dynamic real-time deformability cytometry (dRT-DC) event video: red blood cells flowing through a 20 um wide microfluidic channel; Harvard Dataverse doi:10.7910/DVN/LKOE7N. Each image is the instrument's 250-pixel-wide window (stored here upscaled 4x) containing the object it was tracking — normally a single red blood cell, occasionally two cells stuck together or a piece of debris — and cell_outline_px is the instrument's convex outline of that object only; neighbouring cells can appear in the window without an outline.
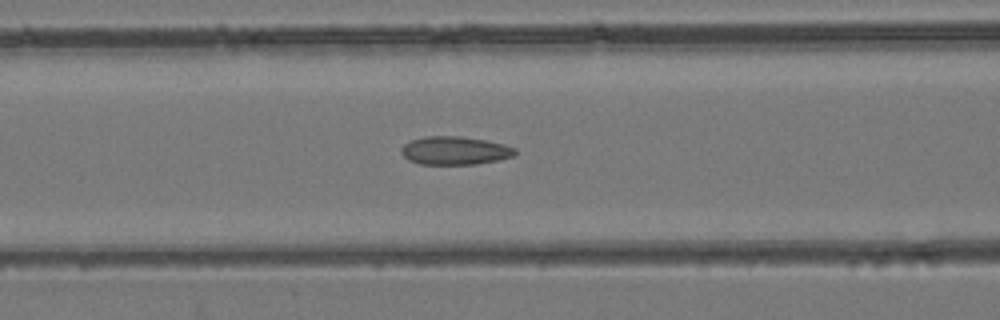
{"species": "common noctule bat (a hibernating species)", "species_latin": "Nyctalus noctula", "temperature_condition": "room temperature", "stored_images_in_passage": 41, "camera_frame_rate_fps": 3000, "um_per_image_px": 0.085, "animal": {"sex": "female", "body_mass_g": 24.6, "forearm_length_mm": 56.2}, "frame": {"image": 1, "passage_image": 12, "time_ms": 3.667, "image_size_px": [1000, 320], "cell_outline_px": [[516, 156], [476, 164], [420, 164], [408, 160], [400, 152], [400, 148], [404, 144], [412, 140], [424, 136], [460, 136], [484, 140], [504, 144], [516, 148]], "centroid_in_image_um": [38.65, 12.8], "position_along_channel_um": 127.9, "area_um2": 18.79}}
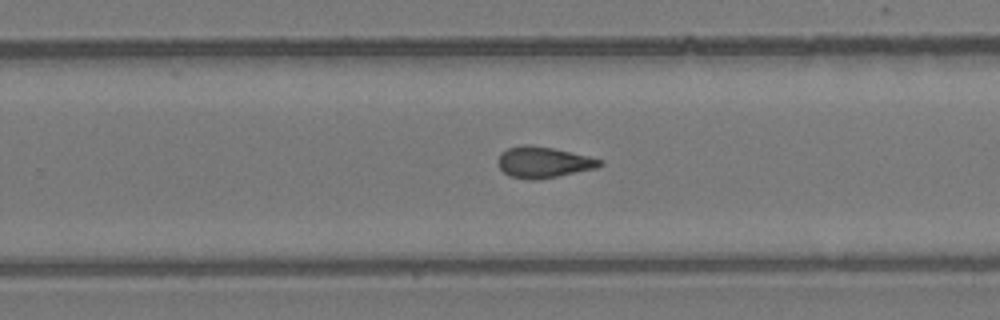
{"frame": {"image": 2, "passage_image": 23, "time_ms": 7.333, "image_size_px": [1000, 320], "cell_outline_px": [[604, 164], [596, 168], [536, 180], [528, 180], [508, 176], [496, 164], [496, 160], [500, 152], [508, 148], [524, 144], [532, 144], [552, 148], [588, 156], [604, 160]], "centroid_in_image_um": [46.14, 13.78], "position_along_channel_um": 283.7, "area_um2": 18.61}}
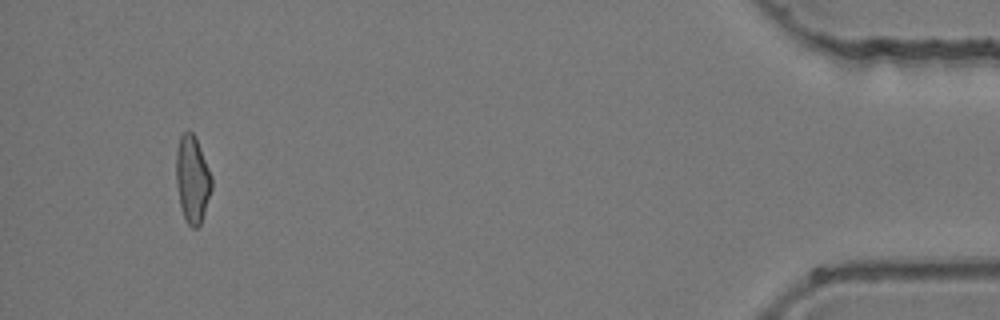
{"frame": {"image": 3, "passage_image": 38, "time_ms": 12.333, "image_size_px": [1000, 320], "cell_outline_px": [[212, 188], [200, 224], [196, 228], [192, 228], [188, 224], [184, 216], [180, 204], [176, 184], [176, 152], [180, 136], [188, 128], [192, 132], [200, 148], [212, 176]], "centroid_in_image_um": [16.34, 15.22], "position_along_channel_um": 418.9, "area_um2": 17.86}}